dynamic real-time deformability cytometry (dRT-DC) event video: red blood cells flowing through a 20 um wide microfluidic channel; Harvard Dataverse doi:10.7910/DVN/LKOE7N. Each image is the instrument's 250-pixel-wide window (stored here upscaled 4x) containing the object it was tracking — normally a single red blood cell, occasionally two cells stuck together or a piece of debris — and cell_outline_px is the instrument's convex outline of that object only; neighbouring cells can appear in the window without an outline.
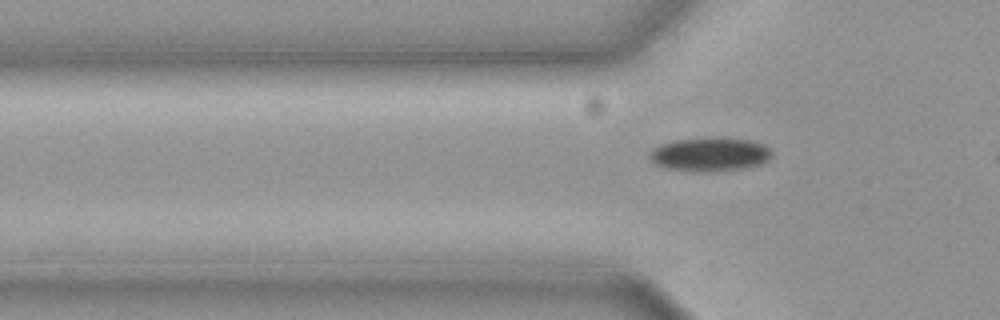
{"species": "common noctule bat (a hibernating species)", "species_latin": "Nyctalus noctula", "temperature_condition": "cold", "stored_images_in_passage": 8, "camera_frame_rate_fps": 3000, "um_per_image_px": 0.085, "animal": {"sex": "female", "body_mass_g": 19.3, "forearm_length_mm": 54.1}, "frame": {"image": 1, "passage_image": 5, "time_ms": 1.333, "image_size_px": [1000, 320], "cell_outline_px": [[772, 156], [768, 160], [760, 164], [748, 168], [712, 172], [692, 172], [664, 168], [652, 164], [648, 160], [648, 152], [652, 148], [660, 144], [672, 140], [712, 136], [720, 136], [752, 140], [764, 144], [772, 152]], "centroid_in_image_um": [60.28, 13.11], "position_along_channel_um": 65.5, "area_um2": 25.26}}